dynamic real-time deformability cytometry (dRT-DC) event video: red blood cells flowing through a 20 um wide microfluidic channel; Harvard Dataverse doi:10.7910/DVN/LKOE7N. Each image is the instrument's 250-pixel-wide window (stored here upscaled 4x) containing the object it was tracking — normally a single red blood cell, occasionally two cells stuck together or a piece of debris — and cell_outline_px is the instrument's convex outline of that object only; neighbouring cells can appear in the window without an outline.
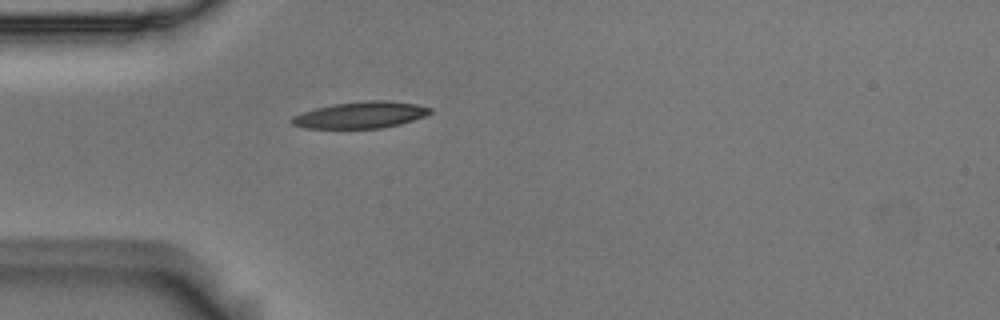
{"species": "Egyptian fruit bat (a non-hibernating species)", "species_latin": "Rousettus aegyptiacus", "temperature_condition": "room temperature", "stored_images_in_passage": 40, "camera_frame_rate_fps": 3000, "um_per_image_px": 0.085, "animal": {"sex": "male"}, "frame": {"image": 1, "passage_image": 1, "time_ms": 0.0, "image_size_px": [1000, 320], "cell_outline_px": [[432, 112], [424, 116], [400, 124], [380, 128], [304, 128], [292, 124], [288, 120], [292, 116], [316, 108], [332, 104], [364, 100], [388, 100], [416, 104], [432, 108]], "centroid_in_image_um": [30.64, 9.76], "position_along_channel_um": 54.4, "area_um2": 21.44}}
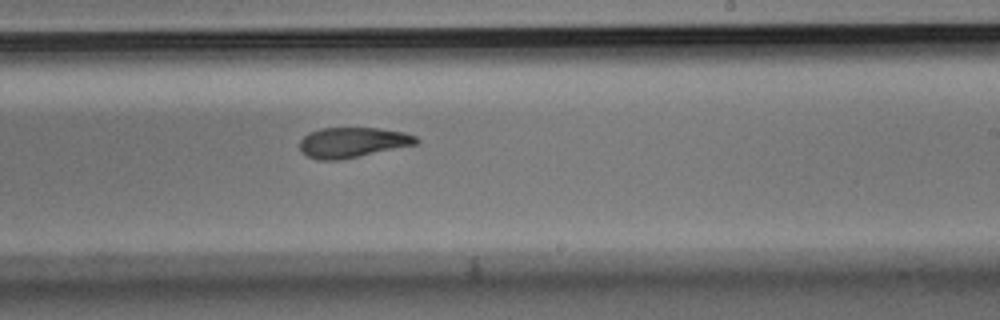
{"frame": {"image": 2, "passage_image": 18, "time_ms": 5.667, "image_size_px": [1000, 320], "cell_outline_px": [[420, 140], [416, 144], [336, 160], [320, 160], [308, 156], [300, 148], [300, 140], [308, 132], [320, 128], [376, 128], [404, 132], [416, 136]], "centroid_in_image_um": [29.95, 12.08], "position_along_channel_um": 259.1, "area_um2": 20.11}}
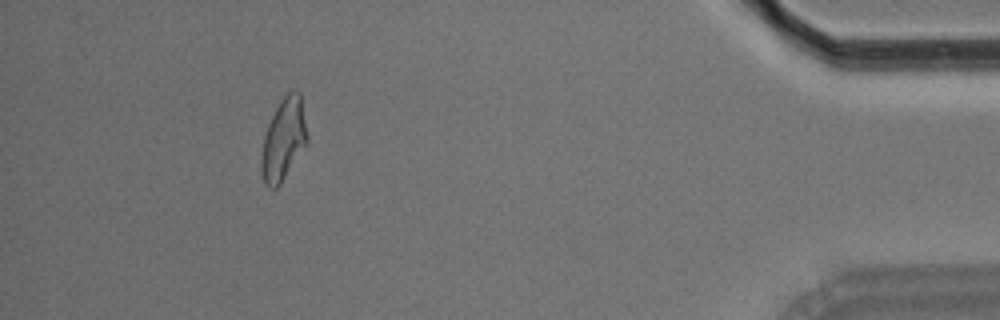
{"frame": {"image": 3, "passage_image": 35, "time_ms": 11.333, "image_size_px": [1000, 320], "cell_outline_px": [[308, 140], [280, 184], [276, 188], [268, 188], [264, 184], [260, 168], [260, 156], [264, 136], [268, 124], [280, 100], [288, 92], [300, 92], [308, 136]], "centroid_in_image_um": [24.07, 11.87], "position_along_channel_um": 411.1, "area_um2": 21.68}, "authors_computed_cell_mechanics": {"area_um2": 21.5305, "velocity_mm_per_s": 3.7126, "shape_relaxation_time_tau1_ms": 6.3203, "shape_relaxation_time_tau2_ms": 3.4696, "deformation_change_tau1": 0.1897, "deformation_change_tau2": 0.1161}}